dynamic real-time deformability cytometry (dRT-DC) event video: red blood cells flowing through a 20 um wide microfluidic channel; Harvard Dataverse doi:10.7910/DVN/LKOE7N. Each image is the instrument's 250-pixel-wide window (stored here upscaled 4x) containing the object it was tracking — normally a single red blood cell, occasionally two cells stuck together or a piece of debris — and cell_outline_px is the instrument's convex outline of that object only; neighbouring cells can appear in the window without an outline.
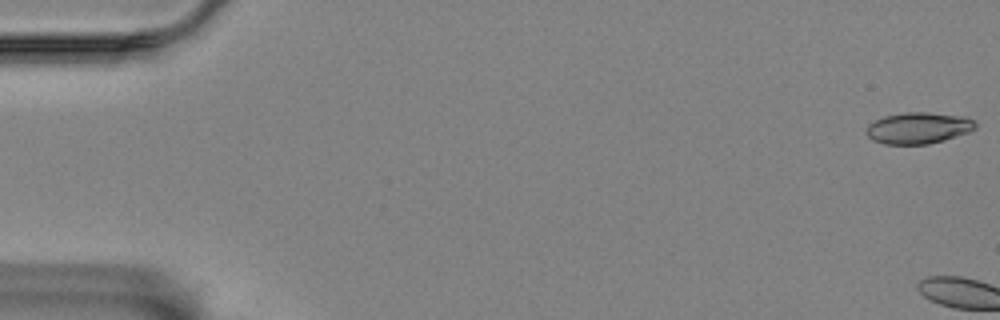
{"species": "Egyptian fruit bat (a non-hibernating species)", "species_latin": "Rousettus aegyptiacus", "temperature_condition": "room temperature", "stored_images_in_passage": 4, "camera_frame_rate_fps": 3000, "um_per_image_px": 0.085, "animal": {"sex": "female"}, "frame": {"image": 1, "passage_image": 1, "time_ms": 0.0, "image_size_px": [1000, 320], "cell_outline_px": [[976, 128], [968, 132], [944, 140], [928, 144], [884, 144], [872, 140], [868, 136], [868, 124], [884, 116], [904, 112], [928, 112], [968, 116], [976, 124]], "centroid_in_image_um": [78.09, 10.87], "position_along_channel_um": 6.9, "area_um2": 19.94}}